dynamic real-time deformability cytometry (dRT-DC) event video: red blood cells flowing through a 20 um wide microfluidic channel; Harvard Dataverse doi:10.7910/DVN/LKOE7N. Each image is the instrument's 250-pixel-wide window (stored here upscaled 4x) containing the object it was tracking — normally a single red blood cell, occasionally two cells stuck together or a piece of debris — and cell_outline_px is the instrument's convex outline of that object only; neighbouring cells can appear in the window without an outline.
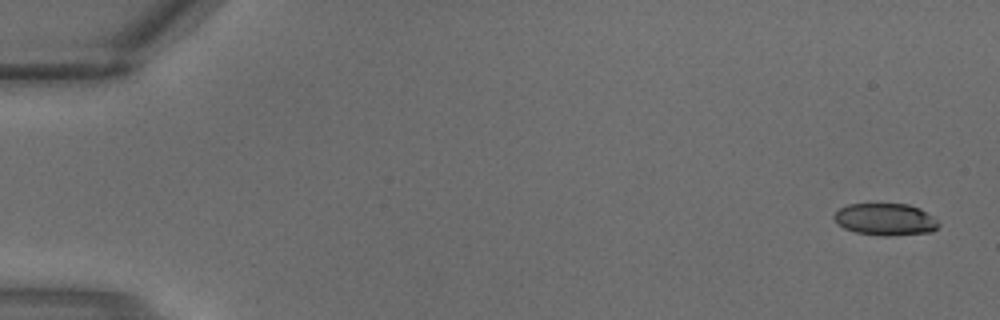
{"species": "common noctule bat (a hibernating species)", "species_latin": "Nyctalus noctula", "temperature_condition": "warm", "stored_images_in_passage": 3, "camera_frame_rate_fps": 3000, "um_per_image_px": 0.085, "animal": {"sex": "male", "body_mass_g": 18.8}, "frame": {"image": 1, "passage_image": 1, "time_ms": 0.0, "image_size_px": [1000, 320], "cell_outline_px": [[940, 224], [932, 232], [888, 236], [880, 236], [856, 232], [844, 228], [836, 224], [832, 216], [840, 208], [848, 204], [908, 204], [920, 208], [932, 216]], "centroid_in_image_um": [75.23, 18.65], "position_along_channel_um": 9.8, "area_um2": 19.59}}
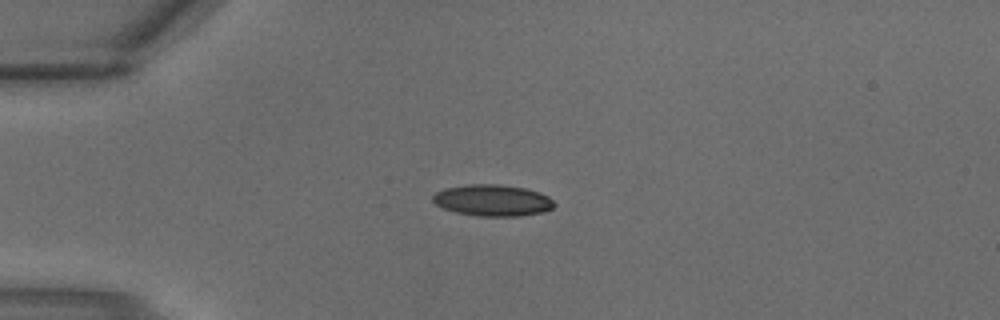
{"frame": {"image": 2, "passage_image": 3, "time_ms": 0.667, "image_size_px": [1000, 320], "cell_outline_px": [[556, 204], [552, 208], [544, 212], [520, 216], [476, 216], [456, 212], [444, 208], [436, 204], [432, 200], [432, 196], [436, 192], [444, 188], [468, 184], [500, 184], [524, 188], [540, 192], [548, 196]], "centroid_in_image_um": [41.88, 17.03], "position_along_channel_um": 43.1, "area_um2": 22.37}}